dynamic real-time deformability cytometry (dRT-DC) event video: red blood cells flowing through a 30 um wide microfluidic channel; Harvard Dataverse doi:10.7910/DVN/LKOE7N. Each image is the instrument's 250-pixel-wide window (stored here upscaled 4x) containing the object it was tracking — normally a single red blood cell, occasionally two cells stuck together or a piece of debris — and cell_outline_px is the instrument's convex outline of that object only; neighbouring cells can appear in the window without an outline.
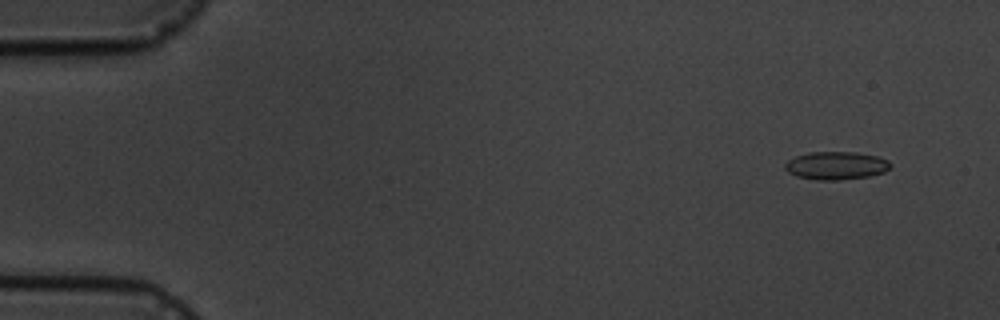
{"species": "common noctule bat (a hibernating species)", "species_latin": "Nyctalus noctula", "temperature_condition": "cold", "stored_images_in_passage": 4, "camera_frame_rate_fps": 3000, "um_per_image_px": 0.085, "animal": {"sex": "male", "body_mass_g": 19.5, "forearm_length_mm": 54.6}, "frame": {"image": 1, "passage_image": 2, "time_ms": 1.333, "image_size_px": [1000, 320], "cell_outline_px": [[892, 164], [884, 172], [868, 176], [840, 180], [816, 180], [796, 176], [788, 172], [784, 168], [784, 164], [788, 160], [796, 156], [808, 152], [856, 152], [880, 156], [888, 160]], "centroid_in_image_um": [71.06, 14.07], "position_along_channel_um": 13.9, "area_um2": 17.34}}